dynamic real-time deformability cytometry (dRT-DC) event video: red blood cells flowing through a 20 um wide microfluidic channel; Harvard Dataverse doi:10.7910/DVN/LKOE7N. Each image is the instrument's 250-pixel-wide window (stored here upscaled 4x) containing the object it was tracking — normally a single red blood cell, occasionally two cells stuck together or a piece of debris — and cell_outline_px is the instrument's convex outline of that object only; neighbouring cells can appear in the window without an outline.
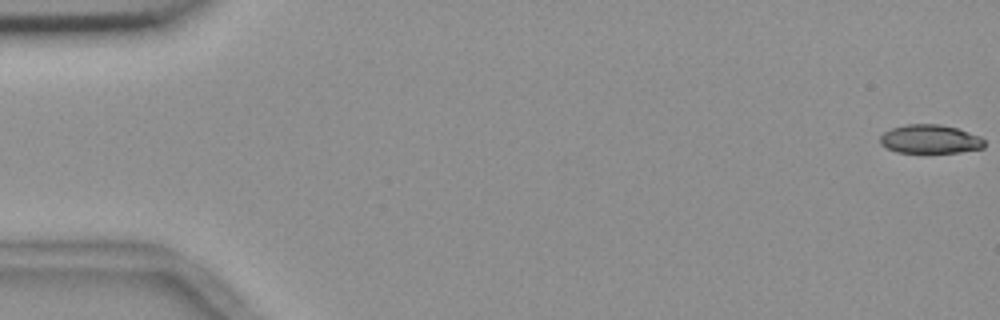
{"species": "common noctule bat (a hibernating species)", "species_latin": "Nyctalus noctula", "temperature_condition": "room temperature", "stored_images_in_passage": 56, "camera_frame_rate_fps": 3000, "um_per_image_px": 0.085, "animal": {"sex": "female", "body_mass_g": 18.4}, "frame": {"image": 1, "passage_image": 1, "time_ms": 0.0, "image_size_px": [1000, 320], "cell_outline_px": [[984, 148], [960, 152], [896, 152], [880, 144], [880, 136], [884, 132], [892, 128], [908, 124], [940, 124], [956, 128], [980, 136], [984, 140]], "centroid_in_image_um": [79.06, 11.82], "position_along_channel_um": 5.9, "area_um2": 17.34}}
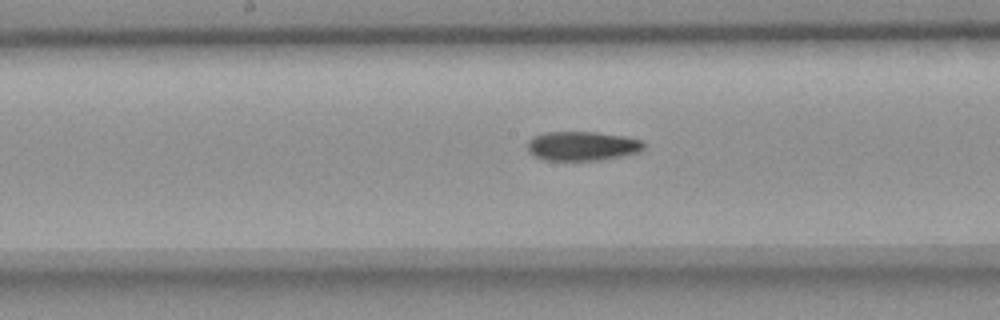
{"frame": {"image": 2, "passage_image": 29, "time_ms": 9.333, "image_size_px": [1000, 320], "cell_outline_px": [[644, 148], [640, 152], [600, 160], [544, 160], [528, 152], [528, 140], [532, 136], [544, 132], [596, 132], [624, 136], [640, 140], [644, 144]], "centroid_in_image_um": [49.46, 12.4], "position_along_channel_um": 198.7, "area_um2": 19.83}}
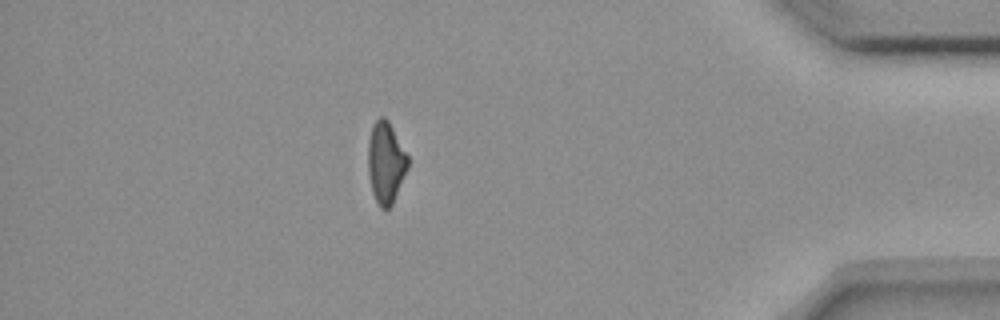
{"frame": {"image": 3, "passage_image": 49, "time_ms": 16.0, "image_size_px": [1000, 320], "cell_outline_px": [[408, 168], [392, 204], [388, 208], [380, 208], [372, 192], [368, 172], [368, 140], [372, 124], [380, 116], [384, 116], [388, 120], [408, 156]], "centroid_in_image_um": [32.78, 13.79], "position_along_channel_um": 402.4, "area_um2": 18.84}, "authors_computed_cell_mechanics": {"area_um2": 19.2763, "velocity_mm_per_s": 3.7, "shape_relaxation_time_tau1_ms": 8.5206, "shape_relaxation_time_tau2_ms": 7.5876, "deformation_change_tau1": 0.1953, "deformation_change_tau2": 0.1576}}